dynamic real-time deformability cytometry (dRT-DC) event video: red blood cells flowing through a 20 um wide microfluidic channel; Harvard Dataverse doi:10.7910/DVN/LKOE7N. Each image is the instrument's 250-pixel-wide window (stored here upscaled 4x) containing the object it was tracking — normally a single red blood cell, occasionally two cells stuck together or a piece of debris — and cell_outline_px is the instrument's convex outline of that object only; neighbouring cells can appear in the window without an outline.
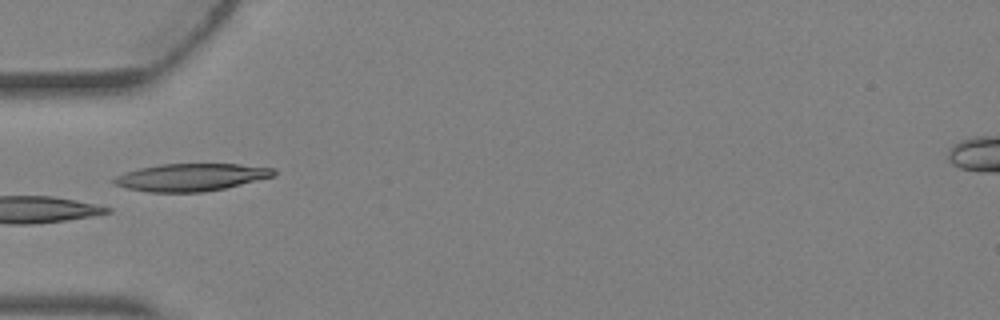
{"species": "Egyptian fruit bat (a non-hibernating species)", "species_latin": "Rousettus aegyptiacus", "temperature_condition": "warm", "stored_images_in_passage": 5, "camera_frame_rate_fps": 3000, "um_per_image_px": 0.085, "animal": {"sex": "female"}, "frame": {"image": 1, "passage_image": 5, "time_ms": 1.333, "image_size_px": [1000, 320], "cell_outline_px": [[276, 172], [272, 176], [224, 188], [204, 192], [148, 192], [128, 188], [112, 184], [108, 180], [124, 172], [140, 168], [160, 164], [240, 164], [276, 168]], "centroid_in_image_um": [16.17, 15.06], "position_along_channel_um": 68.8, "area_um2": 25.55}}